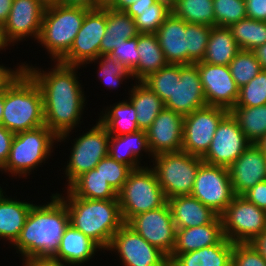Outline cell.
<instances>
[{
    "label": "cell",
    "mask_w": 266,
    "mask_h": 266,
    "mask_svg": "<svg viewBox=\"0 0 266 266\" xmlns=\"http://www.w3.org/2000/svg\"><path fill=\"white\" fill-rule=\"evenodd\" d=\"M25 63V71L39 86L43 97L45 125L58 137V142H65L70 132L81 124L86 106L82 83L79 81L80 66L54 62L53 68L44 71L37 66Z\"/></svg>",
    "instance_id": "obj_1"
},
{
    "label": "cell",
    "mask_w": 266,
    "mask_h": 266,
    "mask_svg": "<svg viewBox=\"0 0 266 266\" xmlns=\"http://www.w3.org/2000/svg\"><path fill=\"white\" fill-rule=\"evenodd\" d=\"M46 204H33L20 235L12 245L22 261L31 258H52L60 247L69 225L66 204L55 193Z\"/></svg>",
    "instance_id": "obj_2"
},
{
    "label": "cell",
    "mask_w": 266,
    "mask_h": 266,
    "mask_svg": "<svg viewBox=\"0 0 266 266\" xmlns=\"http://www.w3.org/2000/svg\"><path fill=\"white\" fill-rule=\"evenodd\" d=\"M56 194L66 204L69 224L96 242L105 252L113 235L124 224L118 199H85L72 195Z\"/></svg>",
    "instance_id": "obj_3"
},
{
    "label": "cell",
    "mask_w": 266,
    "mask_h": 266,
    "mask_svg": "<svg viewBox=\"0 0 266 266\" xmlns=\"http://www.w3.org/2000/svg\"><path fill=\"white\" fill-rule=\"evenodd\" d=\"M1 124L14 134L45 125L41 90L26 71L4 92Z\"/></svg>",
    "instance_id": "obj_4"
},
{
    "label": "cell",
    "mask_w": 266,
    "mask_h": 266,
    "mask_svg": "<svg viewBox=\"0 0 266 266\" xmlns=\"http://www.w3.org/2000/svg\"><path fill=\"white\" fill-rule=\"evenodd\" d=\"M88 11L54 1L47 3L37 43L44 46L51 61L58 62L70 50Z\"/></svg>",
    "instance_id": "obj_5"
},
{
    "label": "cell",
    "mask_w": 266,
    "mask_h": 266,
    "mask_svg": "<svg viewBox=\"0 0 266 266\" xmlns=\"http://www.w3.org/2000/svg\"><path fill=\"white\" fill-rule=\"evenodd\" d=\"M54 142L58 144V137L46 125L16 133L8 160L0 172L27 179L32 170L40 167L43 162L45 164L51 156L55 148Z\"/></svg>",
    "instance_id": "obj_6"
},
{
    "label": "cell",
    "mask_w": 266,
    "mask_h": 266,
    "mask_svg": "<svg viewBox=\"0 0 266 266\" xmlns=\"http://www.w3.org/2000/svg\"><path fill=\"white\" fill-rule=\"evenodd\" d=\"M117 198L124 223L138 214L158 209L167 203L154 169L145 165L130 172L117 193Z\"/></svg>",
    "instance_id": "obj_7"
},
{
    "label": "cell",
    "mask_w": 266,
    "mask_h": 266,
    "mask_svg": "<svg viewBox=\"0 0 266 266\" xmlns=\"http://www.w3.org/2000/svg\"><path fill=\"white\" fill-rule=\"evenodd\" d=\"M151 162L160 187L166 198L170 199L191 195L196 173L203 160L200 156L181 150L157 154Z\"/></svg>",
    "instance_id": "obj_8"
},
{
    "label": "cell",
    "mask_w": 266,
    "mask_h": 266,
    "mask_svg": "<svg viewBox=\"0 0 266 266\" xmlns=\"http://www.w3.org/2000/svg\"><path fill=\"white\" fill-rule=\"evenodd\" d=\"M224 236L232 243H251L266 230V210L236 195L220 215Z\"/></svg>",
    "instance_id": "obj_9"
},
{
    "label": "cell",
    "mask_w": 266,
    "mask_h": 266,
    "mask_svg": "<svg viewBox=\"0 0 266 266\" xmlns=\"http://www.w3.org/2000/svg\"><path fill=\"white\" fill-rule=\"evenodd\" d=\"M110 134L99 122L89 131L73 139L69 160L65 166L67 187L80 175L96 167V165L109 155Z\"/></svg>",
    "instance_id": "obj_10"
},
{
    "label": "cell",
    "mask_w": 266,
    "mask_h": 266,
    "mask_svg": "<svg viewBox=\"0 0 266 266\" xmlns=\"http://www.w3.org/2000/svg\"><path fill=\"white\" fill-rule=\"evenodd\" d=\"M107 5L89 10L70 50L58 61L65 65L82 66L100 56V44L106 31Z\"/></svg>",
    "instance_id": "obj_11"
},
{
    "label": "cell",
    "mask_w": 266,
    "mask_h": 266,
    "mask_svg": "<svg viewBox=\"0 0 266 266\" xmlns=\"http://www.w3.org/2000/svg\"><path fill=\"white\" fill-rule=\"evenodd\" d=\"M191 195L220 216L236 196L228 168L203 162L196 173Z\"/></svg>",
    "instance_id": "obj_12"
},
{
    "label": "cell",
    "mask_w": 266,
    "mask_h": 266,
    "mask_svg": "<svg viewBox=\"0 0 266 266\" xmlns=\"http://www.w3.org/2000/svg\"><path fill=\"white\" fill-rule=\"evenodd\" d=\"M107 251L119 256L122 266H169L168 256L148 243L127 223L113 235Z\"/></svg>",
    "instance_id": "obj_13"
},
{
    "label": "cell",
    "mask_w": 266,
    "mask_h": 266,
    "mask_svg": "<svg viewBox=\"0 0 266 266\" xmlns=\"http://www.w3.org/2000/svg\"><path fill=\"white\" fill-rule=\"evenodd\" d=\"M229 110L205 106L184 116L182 150L202 157L209 149L220 121Z\"/></svg>",
    "instance_id": "obj_14"
},
{
    "label": "cell",
    "mask_w": 266,
    "mask_h": 266,
    "mask_svg": "<svg viewBox=\"0 0 266 266\" xmlns=\"http://www.w3.org/2000/svg\"><path fill=\"white\" fill-rule=\"evenodd\" d=\"M250 144L229 112L220 121L208 151L201 158L204 163L228 168Z\"/></svg>",
    "instance_id": "obj_15"
},
{
    "label": "cell",
    "mask_w": 266,
    "mask_h": 266,
    "mask_svg": "<svg viewBox=\"0 0 266 266\" xmlns=\"http://www.w3.org/2000/svg\"><path fill=\"white\" fill-rule=\"evenodd\" d=\"M127 224L168 257L172 254L175 246L176 226L168 203L158 209L134 216Z\"/></svg>",
    "instance_id": "obj_16"
},
{
    "label": "cell",
    "mask_w": 266,
    "mask_h": 266,
    "mask_svg": "<svg viewBox=\"0 0 266 266\" xmlns=\"http://www.w3.org/2000/svg\"><path fill=\"white\" fill-rule=\"evenodd\" d=\"M200 81L202 84L207 106L222 107L231 110L235 107L239 96L236 85L228 65H212L197 62Z\"/></svg>",
    "instance_id": "obj_17"
},
{
    "label": "cell",
    "mask_w": 266,
    "mask_h": 266,
    "mask_svg": "<svg viewBox=\"0 0 266 266\" xmlns=\"http://www.w3.org/2000/svg\"><path fill=\"white\" fill-rule=\"evenodd\" d=\"M47 3L46 0H13L4 24L9 46L31 37L38 41Z\"/></svg>",
    "instance_id": "obj_18"
},
{
    "label": "cell",
    "mask_w": 266,
    "mask_h": 266,
    "mask_svg": "<svg viewBox=\"0 0 266 266\" xmlns=\"http://www.w3.org/2000/svg\"><path fill=\"white\" fill-rule=\"evenodd\" d=\"M205 106L207 103L197 65H180V79H176L173 96L165 103V108L186 116Z\"/></svg>",
    "instance_id": "obj_19"
},
{
    "label": "cell",
    "mask_w": 266,
    "mask_h": 266,
    "mask_svg": "<svg viewBox=\"0 0 266 266\" xmlns=\"http://www.w3.org/2000/svg\"><path fill=\"white\" fill-rule=\"evenodd\" d=\"M184 116L164 108L146 130L152 155L182 150Z\"/></svg>",
    "instance_id": "obj_20"
},
{
    "label": "cell",
    "mask_w": 266,
    "mask_h": 266,
    "mask_svg": "<svg viewBox=\"0 0 266 266\" xmlns=\"http://www.w3.org/2000/svg\"><path fill=\"white\" fill-rule=\"evenodd\" d=\"M235 195H243L266 181V158L256 144L250 146L228 167Z\"/></svg>",
    "instance_id": "obj_21"
},
{
    "label": "cell",
    "mask_w": 266,
    "mask_h": 266,
    "mask_svg": "<svg viewBox=\"0 0 266 266\" xmlns=\"http://www.w3.org/2000/svg\"><path fill=\"white\" fill-rule=\"evenodd\" d=\"M223 237L222 219L219 215L209 224L176 229L175 246L168 257L169 263L179 254L215 245Z\"/></svg>",
    "instance_id": "obj_22"
},
{
    "label": "cell",
    "mask_w": 266,
    "mask_h": 266,
    "mask_svg": "<svg viewBox=\"0 0 266 266\" xmlns=\"http://www.w3.org/2000/svg\"><path fill=\"white\" fill-rule=\"evenodd\" d=\"M168 64L188 65L185 21L172 13L155 33Z\"/></svg>",
    "instance_id": "obj_23"
},
{
    "label": "cell",
    "mask_w": 266,
    "mask_h": 266,
    "mask_svg": "<svg viewBox=\"0 0 266 266\" xmlns=\"http://www.w3.org/2000/svg\"><path fill=\"white\" fill-rule=\"evenodd\" d=\"M99 250L103 249L69 224L61 238L60 247L52 259L72 266H83L82 264L94 258Z\"/></svg>",
    "instance_id": "obj_24"
},
{
    "label": "cell",
    "mask_w": 266,
    "mask_h": 266,
    "mask_svg": "<svg viewBox=\"0 0 266 266\" xmlns=\"http://www.w3.org/2000/svg\"><path fill=\"white\" fill-rule=\"evenodd\" d=\"M148 154L149 159L154 157L148 144L146 131L139 130L134 133L120 136L110 135L109 155L119 163L130 166L132 169L143 167L141 159L142 152Z\"/></svg>",
    "instance_id": "obj_25"
},
{
    "label": "cell",
    "mask_w": 266,
    "mask_h": 266,
    "mask_svg": "<svg viewBox=\"0 0 266 266\" xmlns=\"http://www.w3.org/2000/svg\"><path fill=\"white\" fill-rule=\"evenodd\" d=\"M176 229L197 227L211 223L218 214L192 195L167 199Z\"/></svg>",
    "instance_id": "obj_26"
},
{
    "label": "cell",
    "mask_w": 266,
    "mask_h": 266,
    "mask_svg": "<svg viewBox=\"0 0 266 266\" xmlns=\"http://www.w3.org/2000/svg\"><path fill=\"white\" fill-rule=\"evenodd\" d=\"M0 189V240L3 239L13 245L24 227L27 215L33 202L19 201L5 195ZM7 196V197H6ZM25 201V202H24Z\"/></svg>",
    "instance_id": "obj_27"
},
{
    "label": "cell",
    "mask_w": 266,
    "mask_h": 266,
    "mask_svg": "<svg viewBox=\"0 0 266 266\" xmlns=\"http://www.w3.org/2000/svg\"><path fill=\"white\" fill-rule=\"evenodd\" d=\"M233 246L224 236L215 245L177 255L169 266H232Z\"/></svg>",
    "instance_id": "obj_28"
},
{
    "label": "cell",
    "mask_w": 266,
    "mask_h": 266,
    "mask_svg": "<svg viewBox=\"0 0 266 266\" xmlns=\"http://www.w3.org/2000/svg\"><path fill=\"white\" fill-rule=\"evenodd\" d=\"M139 62L131 71L132 81H142L151 73L157 72L168 63L155 33H139L137 36Z\"/></svg>",
    "instance_id": "obj_29"
},
{
    "label": "cell",
    "mask_w": 266,
    "mask_h": 266,
    "mask_svg": "<svg viewBox=\"0 0 266 266\" xmlns=\"http://www.w3.org/2000/svg\"><path fill=\"white\" fill-rule=\"evenodd\" d=\"M138 34L135 20L131 16L107 5L106 31L101 40L100 55L110 54L124 39L135 38Z\"/></svg>",
    "instance_id": "obj_30"
},
{
    "label": "cell",
    "mask_w": 266,
    "mask_h": 266,
    "mask_svg": "<svg viewBox=\"0 0 266 266\" xmlns=\"http://www.w3.org/2000/svg\"><path fill=\"white\" fill-rule=\"evenodd\" d=\"M134 83L128 91V100L135 107L139 129L146 131L165 108V103L143 82L135 81Z\"/></svg>",
    "instance_id": "obj_31"
},
{
    "label": "cell",
    "mask_w": 266,
    "mask_h": 266,
    "mask_svg": "<svg viewBox=\"0 0 266 266\" xmlns=\"http://www.w3.org/2000/svg\"><path fill=\"white\" fill-rule=\"evenodd\" d=\"M98 121L106 128L110 135L120 136L139 131L136 110L126 99L108 106L100 112Z\"/></svg>",
    "instance_id": "obj_32"
},
{
    "label": "cell",
    "mask_w": 266,
    "mask_h": 266,
    "mask_svg": "<svg viewBox=\"0 0 266 266\" xmlns=\"http://www.w3.org/2000/svg\"><path fill=\"white\" fill-rule=\"evenodd\" d=\"M239 51L240 48L228 27L213 26L202 62L229 65Z\"/></svg>",
    "instance_id": "obj_33"
},
{
    "label": "cell",
    "mask_w": 266,
    "mask_h": 266,
    "mask_svg": "<svg viewBox=\"0 0 266 266\" xmlns=\"http://www.w3.org/2000/svg\"><path fill=\"white\" fill-rule=\"evenodd\" d=\"M72 195L85 199H118L115 190L94 168L77 177L68 187Z\"/></svg>",
    "instance_id": "obj_34"
},
{
    "label": "cell",
    "mask_w": 266,
    "mask_h": 266,
    "mask_svg": "<svg viewBox=\"0 0 266 266\" xmlns=\"http://www.w3.org/2000/svg\"><path fill=\"white\" fill-rule=\"evenodd\" d=\"M251 144L266 134V104L255 107H234L229 111Z\"/></svg>",
    "instance_id": "obj_35"
},
{
    "label": "cell",
    "mask_w": 266,
    "mask_h": 266,
    "mask_svg": "<svg viewBox=\"0 0 266 266\" xmlns=\"http://www.w3.org/2000/svg\"><path fill=\"white\" fill-rule=\"evenodd\" d=\"M171 13L187 23L215 26L213 0H175Z\"/></svg>",
    "instance_id": "obj_36"
},
{
    "label": "cell",
    "mask_w": 266,
    "mask_h": 266,
    "mask_svg": "<svg viewBox=\"0 0 266 266\" xmlns=\"http://www.w3.org/2000/svg\"><path fill=\"white\" fill-rule=\"evenodd\" d=\"M231 30L240 50H255L258 46L266 43V22L251 18L231 24L228 27Z\"/></svg>",
    "instance_id": "obj_37"
},
{
    "label": "cell",
    "mask_w": 266,
    "mask_h": 266,
    "mask_svg": "<svg viewBox=\"0 0 266 266\" xmlns=\"http://www.w3.org/2000/svg\"><path fill=\"white\" fill-rule=\"evenodd\" d=\"M176 79H180V64H167L141 82L166 103L173 96Z\"/></svg>",
    "instance_id": "obj_38"
},
{
    "label": "cell",
    "mask_w": 266,
    "mask_h": 266,
    "mask_svg": "<svg viewBox=\"0 0 266 266\" xmlns=\"http://www.w3.org/2000/svg\"><path fill=\"white\" fill-rule=\"evenodd\" d=\"M91 63L99 65L97 70L99 71L97 72L98 79L100 82H104L103 84L106 87L108 86L109 90L111 88L117 89L120 84H123V81L132 79L131 72L111 54L100 55L97 59L87 62L85 65Z\"/></svg>",
    "instance_id": "obj_39"
},
{
    "label": "cell",
    "mask_w": 266,
    "mask_h": 266,
    "mask_svg": "<svg viewBox=\"0 0 266 266\" xmlns=\"http://www.w3.org/2000/svg\"><path fill=\"white\" fill-rule=\"evenodd\" d=\"M171 14V4L158 0L145 10H135L132 17L139 33H156L166 18Z\"/></svg>",
    "instance_id": "obj_40"
},
{
    "label": "cell",
    "mask_w": 266,
    "mask_h": 266,
    "mask_svg": "<svg viewBox=\"0 0 266 266\" xmlns=\"http://www.w3.org/2000/svg\"><path fill=\"white\" fill-rule=\"evenodd\" d=\"M228 66L239 88L256 77L262 70L255 52L250 50H240Z\"/></svg>",
    "instance_id": "obj_41"
},
{
    "label": "cell",
    "mask_w": 266,
    "mask_h": 266,
    "mask_svg": "<svg viewBox=\"0 0 266 266\" xmlns=\"http://www.w3.org/2000/svg\"><path fill=\"white\" fill-rule=\"evenodd\" d=\"M212 26L185 22L187 33L188 64L203 60Z\"/></svg>",
    "instance_id": "obj_42"
},
{
    "label": "cell",
    "mask_w": 266,
    "mask_h": 266,
    "mask_svg": "<svg viewBox=\"0 0 266 266\" xmlns=\"http://www.w3.org/2000/svg\"><path fill=\"white\" fill-rule=\"evenodd\" d=\"M265 104L266 70L262 69L256 77L239 88V96L235 107H255Z\"/></svg>",
    "instance_id": "obj_43"
},
{
    "label": "cell",
    "mask_w": 266,
    "mask_h": 266,
    "mask_svg": "<svg viewBox=\"0 0 266 266\" xmlns=\"http://www.w3.org/2000/svg\"><path fill=\"white\" fill-rule=\"evenodd\" d=\"M215 26L229 27L246 18L245 0H213Z\"/></svg>",
    "instance_id": "obj_44"
},
{
    "label": "cell",
    "mask_w": 266,
    "mask_h": 266,
    "mask_svg": "<svg viewBox=\"0 0 266 266\" xmlns=\"http://www.w3.org/2000/svg\"><path fill=\"white\" fill-rule=\"evenodd\" d=\"M95 169L108 182V184L118 193L127 181L130 172L133 170L130 166L114 160L107 155L96 165Z\"/></svg>",
    "instance_id": "obj_45"
},
{
    "label": "cell",
    "mask_w": 266,
    "mask_h": 266,
    "mask_svg": "<svg viewBox=\"0 0 266 266\" xmlns=\"http://www.w3.org/2000/svg\"><path fill=\"white\" fill-rule=\"evenodd\" d=\"M232 266H266V261L250 243H234Z\"/></svg>",
    "instance_id": "obj_46"
},
{
    "label": "cell",
    "mask_w": 266,
    "mask_h": 266,
    "mask_svg": "<svg viewBox=\"0 0 266 266\" xmlns=\"http://www.w3.org/2000/svg\"><path fill=\"white\" fill-rule=\"evenodd\" d=\"M110 54L131 72L139 62L137 37L124 39L120 45L115 46Z\"/></svg>",
    "instance_id": "obj_47"
},
{
    "label": "cell",
    "mask_w": 266,
    "mask_h": 266,
    "mask_svg": "<svg viewBox=\"0 0 266 266\" xmlns=\"http://www.w3.org/2000/svg\"><path fill=\"white\" fill-rule=\"evenodd\" d=\"M20 64L19 66H15L14 70L10 67H5L3 64H0V93H4L25 71L24 62H21Z\"/></svg>",
    "instance_id": "obj_48"
},
{
    "label": "cell",
    "mask_w": 266,
    "mask_h": 266,
    "mask_svg": "<svg viewBox=\"0 0 266 266\" xmlns=\"http://www.w3.org/2000/svg\"><path fill=\"white\" fill-rule=\"evenodd\" d=\"M242 196L249 202L255 204L258 208L266 210V181L257 183Z\"/></svg>",
    "instance_id": "obj_49"
},
{
    "label": "cell",
    "mask_w": 266,
    "mask_h": 266,
    "mask_svg": "<svg viewBox=\"0 0 266 266\" xmlns=\"http://www.w3.org/2000/svg\"><path fill=\"white\" fill-rule=\"evenodd\" d=\"M15 134L0 124V169L8 160Z\"/></svg>",
    "instance_id": "obj_50"
},
{
    "label": "cell",
    "mask_w": 266,
    "mask_h": 266,
    "mask_svg": "<svg viewBox=\"0 0 266 266\" xmlns=\"http://www.w3.org/2000/svg\"><path fill=\"white\" fill-rule=\"evenodd\" d=\"M248 18L266 22V0H245Z\"/></svg>",
    "instance_id": "obj_51"
},
{
    "label": "cell",
    "mask_w": 266,
    "mask_h": 266,
    "mask_svg": "<svg viewBox=\"0 0 266 266\" xmlns=\"http://www.w3.org/2000/svg\"><path fill=\"white\" fill-rule=\"evenodd\" d=\"M54 2L64 6L83 7L88 10L100 8V0H55Z\"/></svg>",
    "instance_id": "obj_52"
},
{
    "label": "cell",
    "mask_w": 266,
    "mask_h": 266,
    "mask_svg": "<svg viewBox=\"0 0 266 266\" xmlns=\"http://www.w3.org/2000/svg\"><path fill=\"white\" fill-rule=\"evenodd\" d=\"M22 266H72L52 258H31L24 260Z\"/></svg>",
    "instance_id": "obj_53"
},
{
    "label": "cell",
    "mask_w": 266,
    "mask_h": 266,
    "mask_svg": "<svg viewBox=\"0 0 266 266\" xmlns=\"http://www.w3.org/2000/svg\"><path fill=\"white\" fill-rule=\"evenodd\" d=\"M158 0H136L132 5H130L124 12L133 17L135 15V10H145L151 5L155 4Z\"/></svg>",
    "instance_id": "obj_54"
},
{
    "label": "cell",
    "mask_w": 266,
    "mask_h": 266,
    "mask_svg": "<svg viewBox=\"0 0 266 266\" xmlns=\"http://www.w3.org/2000/svg\"><path fill=\"white\" fill-rule=\"evenodd\" d=\"M266 261V230L250 243Z\"/></svg>",
    "instance_id": "obj_55"
},
{
    "label": "cell",
    "mask_w": 266,
    "mask_h": 266,
    "mask_svg": "<svg viewBox=\"0 0 266 266\" xmlns=\"http://www.w3.org/2000/svg\"><path fill=\"white\" fill-rule=\"evenodd\" d=\"M13 0H0V22L4 25L9 17Z\"/></svg>",
    "instance_id": "obj_56"
},
{
    "label": "cell",
    "mask_w": 266,
    "mask_h": 266,
    "mask_svg": "<svg viewBox=\"0 0 266 266\" xmlns=\"http://www.w3.org/2000/svg\"><path fill=\"white\" fill-rule=\"evenodd\" d=\"M136 0H111L108 4L110 8L117 11H125Z\"/></svg>",
    "instance_id": "obj_57"
},
{
    "label": "cell",
    "mask_w": 266,
    "mask_h": 266,
    "mask_svg": "<svg viewBox=\"0 0 266 266\" xmlns=\"http://www.w3.org/2000/svg\"><path fill=\"white\" fill-rule=\"evenodd\" d=\"M253 51L260 62L261 68L266 70V43L264 45L258 46Z\"/></svg>",
    "instance_id": "obj_58"
},
{
    "label": "cell",
    "mask_w": 266,
    "mask_h": 266,
    "mask_svg": "<svg viewBox=\"0 0 266 266\" xmlns=\"http://www.w3.org/2000/svg\"><path fill=\"white\" fill-rule=\"evenodd\" d=\"M8 45H9V43L7 41V38H6L5 32H4V25L0 22V51L3 49L6 50L5 47H7V49H8V47H9Z\"/></svg>",
    "instance_id": "obj_59"
},
{
    "label": "cell",
    "mask_w": 266,
    "mask_h": 266,
    "mask_svg": "<svg viewBox=\"0 0 266 266\" xmlns=\"http://www.w3.org/2000/svg\"><path fill=\"white\" fill-rule=\"evenodd\" d=\"M266 158V134L256 143Z\"/></svg>",
    "instance_id": "obj_60"
},
{
    "label": "cell",
    "mask_w": 266,
    "mask_h": 266,
    "mask_svg": "<svg viewBox=\"0 0 266 266\" xmlns=\"http://www.w3.org/2000/svg\"><path fill=\"white\" fill-rule=\"evenodd\" d=\"M3 108H4V93H0V124L3 117Z\"/></svg>",
    "instance_id": "obj_61"
},
{
    "label": "cell",
    "mask_w": 266,
    "mask_h": 266,
    "mask_svg": "<svg viewBox=\"0 0 266 266\" xmlns=\"http://www.w3.org/2000/svg\"><path fill=\"white\" fill-rule=\"evenodd\" d=\"M111 2V0H100V8L102 6L108 5Z\"/></svg>",
    "instance_id": "obj_62"
},
{
    "label": "cell",
    "mask_w": 266,
    "mask_h": 266,
    "mask_svg": "<svg viewBox=\"0 0 266 266\" xmlns=\"http://www.w3.org/2000/svg\"><path fill=\"white\" fill-rule=\"evenodd\" d=\"M167 1L168 3L172 4L175 0H164Z\"/></svg>",
    "instance_id": "obj_63"
}]
</instances>
